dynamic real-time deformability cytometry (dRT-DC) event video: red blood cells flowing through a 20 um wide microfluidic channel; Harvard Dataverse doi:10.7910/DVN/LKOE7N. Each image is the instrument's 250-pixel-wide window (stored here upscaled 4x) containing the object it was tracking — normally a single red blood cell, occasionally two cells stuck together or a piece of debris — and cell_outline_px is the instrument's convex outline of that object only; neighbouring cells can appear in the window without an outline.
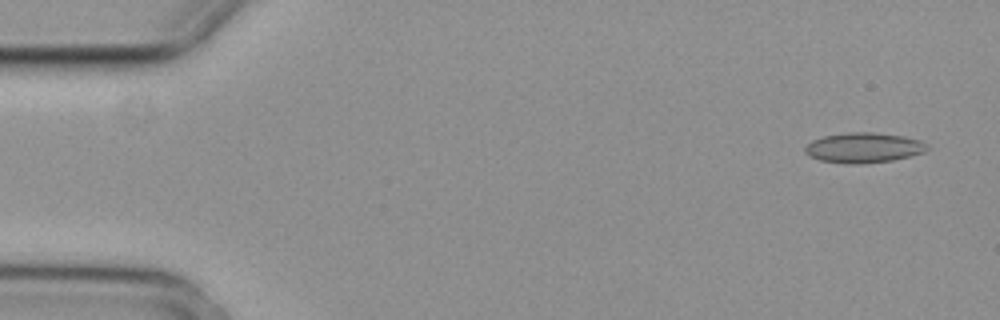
{"species": "common noctule bat (a hibernating species)", "species_latin": "Nyctalus noctula", "temperature_condition": "cold", "stored_images_in_passage": 6, "camera_frame_rate_fps": 3000, "um_per_image_px": 0.085, "animal": {"sex": "female", "body_mass_g": 29.2, "forearm_length_mm": 56.3}, "frame": {"image": 1, "passage_image": 1, "time_ms": 0.0, "image_size_px": [1000, 320], "cell_outline_px": [[928, 148], [924, 152], [912, 156], [892, 160], [860, 164], [848, 164], [820, 160], [808, 156], [804, 152], [804, 148], [812, 140], [824, 136], [848, 132], [872, 132], [904, 136], [920, 140], [928, 144]], "centroid_in_image_um": [73.41, 12.56], "position_along_channel_um": 11.6, "area_um2": 21.56}}
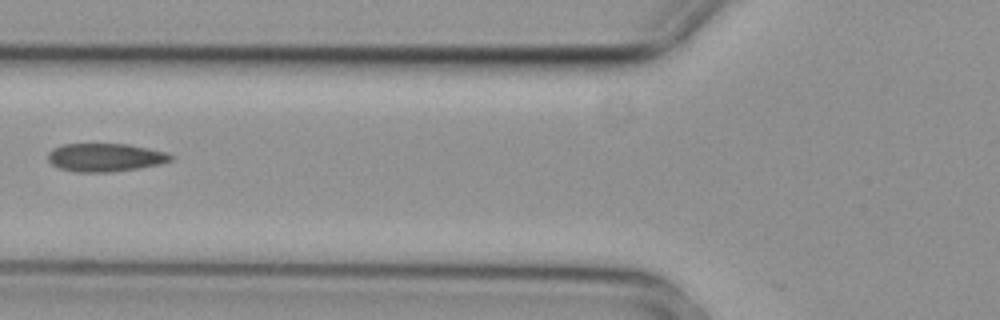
{"frame": {"image": 2, "passage_image": 5, "time_ms": 1.333, "image_size_px": [1000, 320], "cell_outline_px": [[176, 156], [172, 160], [160, 164], [140, 168], [112, 172], [76, 172], [60, 168], [52, 164], [48, 160], [48, 152], [52, 148], [64, 144], [128, 144], [168, 152]], "centroid_in_image_um": [8.98, 13.38], "position_along_channel_um": 116.8, "area_um2": 20.4}}
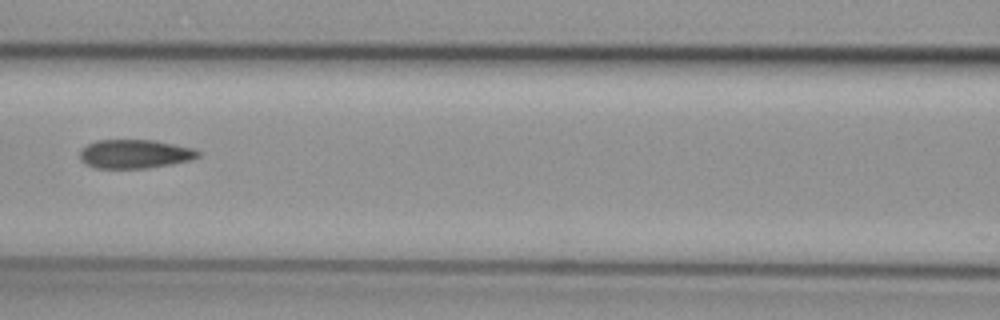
{"frame": {"image": 3, "passage_image": 6, "time_ms": 1.667, "image_size_px": [1000, 320], "cell_outline_px": [[200, 156], [192, 160], [172, 164], [144, 168], [96, 168], [84, 164], [80, 160], [80, 152], [88, 144], [96, 140], [152, 140], [192, 148], [200, 152]], "centroid_in_image_um": [11.45, 13.09], "position_along_channel_um": 155.2, "area_um2": 19.77}}